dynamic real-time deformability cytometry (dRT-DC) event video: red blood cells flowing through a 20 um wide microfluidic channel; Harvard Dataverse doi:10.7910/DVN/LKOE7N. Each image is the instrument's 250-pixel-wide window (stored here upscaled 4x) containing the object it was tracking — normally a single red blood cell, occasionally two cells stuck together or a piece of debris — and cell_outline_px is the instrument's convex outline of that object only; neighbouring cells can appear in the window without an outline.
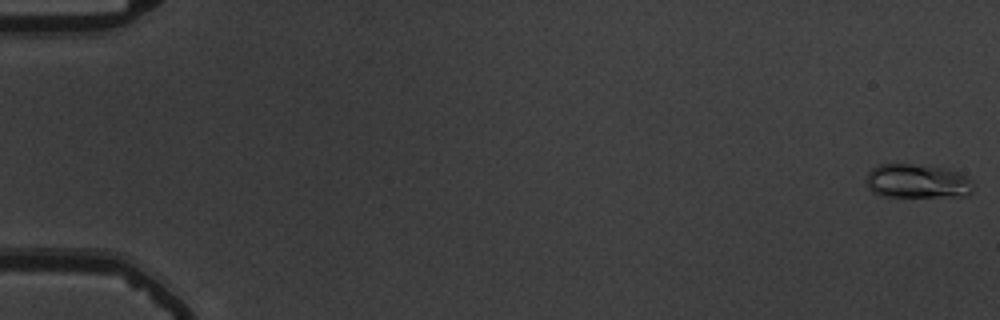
{"species": "common noctule bat (a hibernating species)", "species_latin": "Nyctalus noctula", "temperature_condition": "warm", "stored_images_in_passage": 55, "camera_frame_rate_fps": 3000, "um_per_image_px": 0.085, "animal": {"sex": "male", "body_mass_g": 19.5, "forearm_length_mm": 54.6}, "frame": {"image": 1, "passage_image": 1, "time_ms": 0.0, "image_size_px": [1000, 320], "cell_outline_px": [[976, 184], [972, 192], [964, 196], [880, 196], [872, 192], [868, 188], [868, 172], [872, 168], [880, 164], [908, 164], [940, 168], [956, 172], [968, 176]], "centroid_in_image_um": [78.0, 15.41], "position_along_channel_um": 7.0, "area_um2": 21.1}}
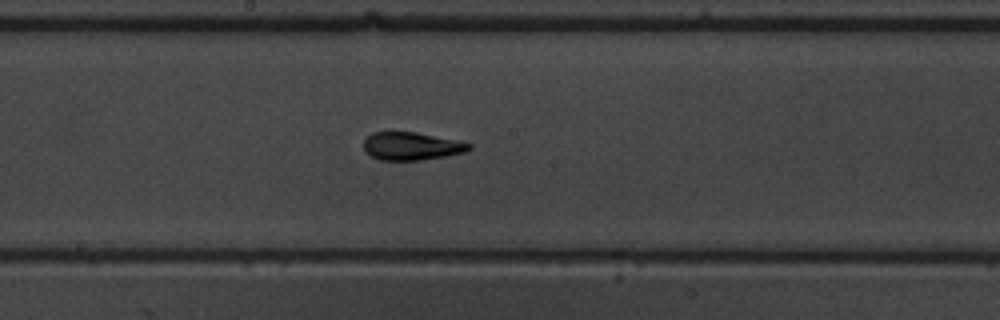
{"frame": {"image": 2, "passage_image": 31, "time_ms": 10.0, "image_size_px": [1000, 320], "cell_outline_px": [[472, 148], [464, 152], [444, 156], [420, 160], [380, 160], [364, 152], [364, 140], [372, 132], [416, 132], [456, 140], [472, 144]], "centroid_in_image_um": [34.95, 12.42], "position_along_channel_um": 213.2, "area_um2": 17.05}}
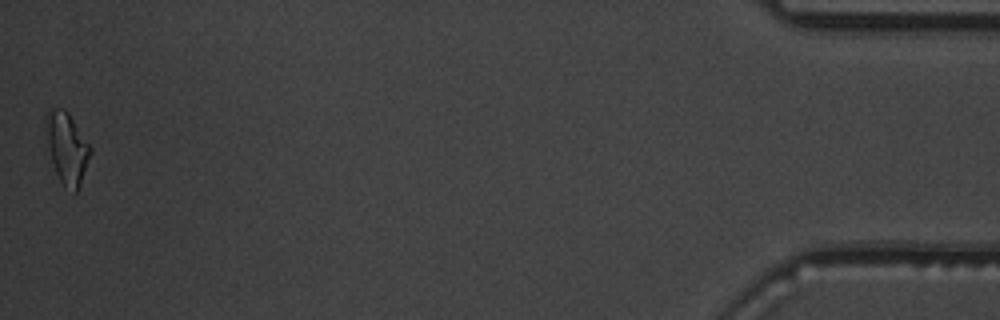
{"frame": {"image": 3, "passage_image": 55, "time_ms": 18.0, "image_size_px": [1000, 320], "cell_outline_px": [[92, 152], [76, 192], [64, 188], [56, 172], [52, 160], [48, 144], [44, 120], [44, 116], [48, 108], [64, 108], [68, 112], [92, 148]], "centroid_in_image_um": [5.68, 12.52], "position_along_channel_um": 429.5, "area_um2": 18.32}, "authors_computed_cell_mechanics": {"area_um2": 17.3978, "velocity_mm_per_s": 3.776, "shape_relaxation_time_tau1_ms": 5.0598, "shape_relaxation_time_tau2_ms": 1.5345, "deformation_change_tau1": 0.1751, "deformation_change_tau2": 0.0606}}